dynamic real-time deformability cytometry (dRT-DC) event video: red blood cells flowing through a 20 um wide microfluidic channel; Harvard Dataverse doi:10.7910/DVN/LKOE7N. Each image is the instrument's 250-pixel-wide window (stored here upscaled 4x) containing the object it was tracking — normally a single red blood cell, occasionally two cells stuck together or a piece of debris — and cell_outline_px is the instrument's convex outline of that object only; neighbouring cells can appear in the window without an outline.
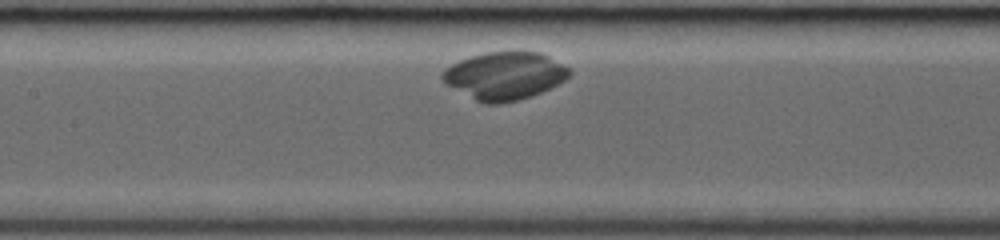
{"species": "common noctule bat (a hibernating species)", "species_latin": "Nyctalus noctula", "temperature_condition": "room temperature", "stored_images_in_passage": 24, "camera_frame_rate_fps": 3000, "um_per_image_px": 0.085, "animal": {"sex": "female", "body_mass_g": 19.0, "forearm_length_mm": 53.3}, "frame": {"image": 1, "passage_image": 8, "time_ms": 2.333, "image_size_px": [1000, 240], "cell_outline_px": [[572, 72], [564, 80], [532, 96], [500, 104], [484, 104], [444, 84], [440, 80], [440, 76], [444, 68], [460, 60], [484, 52], [540, 52], [572, 68]], "centroid_in_image_um": [42.86, 6.44], "position_along_channel_um": 164.5, "area_um2": 35.32}}